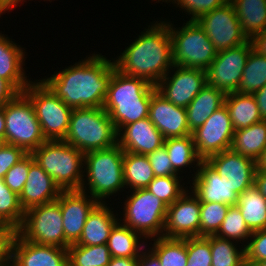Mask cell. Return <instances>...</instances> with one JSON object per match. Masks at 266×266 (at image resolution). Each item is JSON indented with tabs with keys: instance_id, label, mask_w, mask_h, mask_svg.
Instances as JSON below:
<instances>
[{
	"instance_id": "12",
	"label": "cell",
	"mask_w": 266,
	"mask_h": 266,
	"mask_svg": "<svg viewBox=\"0 0 266 266\" xmlns=\"http://www.w3.org/2000/svg\"><path fill=\"white\" fill-rule=\"evenodd\" d=\"M196 22L205 31L218 52L248 41L229 0L222 6L200 17Z\"/></svg>"
},
{
	"instance_id": "55",
	"label": "cell",
	"mask_w": 266,
	"mask_h": 266,
	"mask_svg": "<svg viewBox=\"0 0 266 266\" xmlns=\"http://www.w3.org/2000/svg\"><path fill=\"white\" fill-rule=\"evenodd\" d=\"M5 115H4V105L0 106V138L5 143Z\"/></svg>"
},
{
	"instance_id": "28",
	"label": "cell",
	"mask_w": 266,
	"mask_h": 266,
	"mask_svg": "<svg viewBox=\"0 0 266 266\" xmlns=\"http://www.w3.org/2000/svg\"><path fill=\"white\" fill-rule=\"evenodd\" d=\"M163 145L168 153L173 170L180 175L185 173V170L187 171L186 168H188L190 173H192L190 168H193L192 170L194 174H192L190 177H187L188 179H193L197 173L196 169L199 168V164L202 159L197 155L192 135L167 138L164 140Z\"/></svg>"
},
{
	"instance_id": "52",
	"label": "cell",
	"mask_w": 266,
	"mask_h": 266,
	"mask_svg": "<svg viewBox=\"0 0 266 266\" xmlns=\"http://www.w3.org/2000/svg\"><path fill=\"white\" fill-rule=\"evenodd\" d=\"M253 96L257 102L262 119L266 120V84L263 88L255 92Z\"/></svg>"
},
{
	"instance_id": "43",
	"label": "cell",
	"mask_w": 266,
	"mask_h": 266,
	"mask_svg": "<svg viewBox=\"0 0 266 266\" xmlns=\"http://www.w3.org/2000/svg\"><path fill=\"white\" fill-rule=\"evenodd\" d=\"M228 0H167L174 6L181 8L185 14L190 16L188 21H196L205 14L210 13L215 8L222 6ZM187 12V13H186Z\"/></svg>"
},
{
	"instance_id": "7",
	"label": "cell",
	"mask_w": 266,
	"mask_h": 266,
	"mask_svg": "<svg viewBox=\"0 0 266 266\" xmlns=\"http://www.w3.org/2000/svg\"><path fill=\"white\" fill-rule=\"evenodd\" d=\"M126 193L130 194L122 193L126 198L123 213L119 211V221L140 233L146 241L163 236L168 205L146 189L128 190Z\"/></svg>"
},
{
	"instance_id": "38",
	"label": "cell",
	"mask_w": 266,
	"mask_h": 266,
	"mask_svg": "<svg viewBox=\"0 0 266 266\" xmlns=\"http://www.w3.org/2000/svg\"><path fill=\"white\" fill-rule=\"evenodd\" d=\"M24 219L19 196L0 179V225H5L16 231Z\"/></svg>"
},
{
	"instance_id": "34",
	"label": "cell",
	"mask_w": 266,
	"mask_h": 266,
	"mask_svg": "<svg viewBox=\"0 0 266 266\" xmlns=\"http://www.w3.org/2000/svg\"><path fill=\"white\" fill-rule=\"evenodd\" d=\"M148 247L157 255L161 266L187 265L186 238L156 237L150 240Z\"/></svg>"
},
{
	"instance_id": "31",
	"label": "cell",
	"mask_w": 266,
	"mask_h": 266,
	"mask_svg": "<svg viewBox=\"0 0 266 266\" xmlns=\"http://www.w3.org/2000/svg\"><path fill=\"white\" fill-rule=\"evenodd\" d=\"M266 148V120L235 130L231 150L257 160Z\"/></svg>"
},
{
	"instance_id": "8",
	"label": "cell",
	"mask_w": 266,
	"mask_h": 266,
	"mask_svg": "<svg viewBox=\"0 0 266 266\" xmlns=\"http://www.w3.org/2000/svg\"><path fill=\"white\" fill-rule=\"evenodd\" d=\"M172 41L173 65L207 70L217 56V50L196 21H186L177 27L168 19Z\"/></svg>"
},
{
	"instance_id": "26",
	"label": "cell",
	"mask_w": 266,
	"mask_h": 266,
	"mask_svg": "<svg viewBox=\"0 0 266 266\" xmlns=\"http://www.w3.org/2000/svg\"><path fill=\"white\" fill-rule=\"evenodd\" d=\"M225 96L222 90L206 84L186 107L187 123L191 132L202 126L213 112L224 105Z\"/></svg>"
},
{
	"instance_id": "3",
	"label": "cell",
	"mask_w": 266,
	"mask_h": 266,
	"mask_svg": "<svg viewBox=\"0 0 266 266\" xmlns=\"http://www.w3.org/2000/svg\"><path fill=\"white\" fill-rule=\"evenodd\" d=\"M156 87L145 79L127 76L116 69L108 85L103 108L117 132L125 125L149 116L152 93Z\"/></svg>"
},
{
	"instance_id": "11",
	"label": "cell",
	"mask_w": 266,
	"mask_h": 266,
	"mask_svg": "<svg viewBox=\"0 0 266 266\" xmlns=\"http://www.w3.org/2000/svg\"><path fill=\"white\" fill-rule=\"evenodd\" d=\"M16 232L24 239L40 245L67 249L62 213L57 200L32 207L24 212V219Z\"/></svg>"
},
{
	"instance_id": "29",
	"label": "cell",
	"mask_w": 266,
	"mask_h": 266,
	"mask_svg": "<svg viewBox=\"0 0 266 266\" xmlns=\"http://www.w3.org/2000/svg\"><path fill=\"white\" fill-rule=\"evenodd\" d=\"M145 240L140 233L118 221L112 228L106 244L112 257L138 258L148 245Z\"/></svg>"
},
{
	"instance_id": "42",
	"label": "cell",
	"mask_w": 266,
	"mask_h": 266,
	"mask_svg": "<svg viewBox=\"0 0 266 266\" xmlns=\"http://www.w3.org/2000/svg\"><path fill=\"white\" fill-rule=\"evenodd\" d=\"M188 262L186 266H211L210 236L186 238Z\"/></svg>"
},
{
	"instance_id": "59",
	"label": "cell",
	"mask_w": 266,
	"mask_h": 266,
	"mask_svg": "<svg viewBox=\"0 0 266 266\" xmlns=\"http://www.w3.org/2000/svg\"><path fill=\"white\" fill-rule=\"evenodd\" d=\"M256 266H266V260L259 262Z\"/></svg>"
},
{
	"instance_id": "46",
	"label": "cell",
	"mask_w": 266,
	"mask_h": 266,
	"mask_svg": "<svg viewBox=\"0 0 266 266\" xmlns=\"http://www.w3.org/2000/svg\"><path fill=\"white\" fill-rule=\"evenodd\" d=\"M155 177L161 176H180L174 170L165 146L146 155Z\"/></svg>"
},
{
	"instance_id": "14",
	"label": "cell",
	"mask_w": 266,
	"mask_h": 266,
	"mask_svg": "<svg viewBox=\"0 0 266 266\" xmlns=\"http://www.w3.org/2000/svg\"><path fill=\"white\" fill-rule=\"evenodd\" d=\"M235 130L225 105L212 113L204 124L192 131L197 155L208 157L231 149Z\"/></svg>"
},
{
	"instance_id": "5",
	"label": "cell",
	"mask_w": 266,
	"mask_h": 266,
	"mask_svg": "<svg viewBox=\"0 0 266 266\" xmlns=\"http://www.w3.org/2000/svg\"><path fill=\"white\" fill-rule=\"evenodd\" d=\"M31 155L61 191L81 189L84 154L79 149L64 140H46Z\"/></svg>"
},
{
	"instance_id": "25",
	"label": "cell",
	"mask_w": 266,
	"mask_h": 266,
	"mask_svg": "<svg viewBox=\"0 0 266 266\" xmlns=\"http://www.w3.org/2000/svg\"><path fill=\"white\" fill-rule=\"evenodd\" d=\"M107 202L98 203L88 214L77 245L96 246L107 243L110 232L119 221L118 213Z\"/></svg>"
},
{
	"instance_id": "53",
	"label": "cell",
	"mask_w": 266,
	"mask_h": 266,
	"mask_svg": "<svg viewBox=\"0 0 266 266\" xmlns=\"http://www.w3.org/2000/svg\"><path fill=\"white\" fill-rule=\"evenodd\" d=\"M254 184L258 187L259 192L266 199V171L256 170Z\"/></svg>"
},
{
	"instance_id": "10",
	"label": "cell",
	"mask_w": 266,
	"mask_h": 266,
	"mask_svg": "<svg viewBox=\"0 0 266 266\" xmlns=\"http://www.w3.org/2000/svg\"><path fill=\"white\" fill-rule=\"evenodd\" d=\"M5 143L31 153L46 141L30 100L19 93L4 105Z\"/></svg>"
},
{
	"instance_id": "6",
	"label": "cell",
	"mask_w": 266,
	"mask_h": 266,
	"mask_svg": "<svg viewBox=\"0 0 266 266\" xmlns=\"http://www.w3.org/2000/svg\"><path fill=\"white\" fill-rule=\"evenodd\" d=\"M117 134L113 121L103 107L74 108L64 141L85 154L116 145Z\"/></svg>"
},
{
	"instance_id": "40",
	"label": "cell",
	"mask_w": 266,
	"mask_h": 266,
	"mask_svg": "<svg viewBox=\"0 0 266 266\" xmlns=\"http://www.w3.org/2000/svg\"><path fill=\"white\" fill-rule=\"evenodd\" d=\"M183 178V174L182 176L154 177L145 189L162 200L166 205H171L188 190L189 186H184Z\"/></svg>"
},
{
	"instance_id": "57",
	"label": "cell",
	"mask_w": 266,
	"mask_h": 266,
	"mask_svg": "<svg viewBox=\"0 0 266 266\" xmlns=\"http://www.w3.org/2000/svg\"><path fill=\"white\" fill-rule=\"evenodd\" d=\"M13 8L7 3L6 0H0V17L3 14H5L6 11H10Z\"/></svg>"
},
{
	"instance_id": "61",
	"label": "cell",
	"mask_w": 266,
	"mask_h": 266,
	"mask_svg": "<svg viewBox=\"0 0 266 266\" xmlns=\"http://www.w3.org/2000/svg\"><path fill=\"white\" fill-rule=\"evenodd\" d=\"M4 144V141L0 138V147Z\"/></svg>"
},
{
	"instance_id": "60",
	"label": "cell",
	"mask_w": 266,
	"mask_h": 266,
	"mask_svg": "<svg viewBox=\"0 0 266 266\" xmlns=\"http://www.w3.org/2000/svg\"><path fill=\"white\" fill-rule=\"evenodd\" d=\"M152 1H156V3H157V2H158V3H160V1H162V2H165V3H166V1H167V0H158V1H157V0H152Z\"/></svg>"
},
{
	"instance_id": "48",
	"label": "cell",
	"mask_w": 266,
	"mask_h": 266,
	"mask_svg": "<svg viewBox=\"0 0 266 266\" xmlns=\"http://www.w3.org/2000/svg\"><path fill=\"white\" fill-rule=\"evenodd\" d=\"M15 231L0 225V266H10V245Z\"/></svg>"
},
{
	"instance_id": "18",
	"label": "cell",
	"mask_w": 266,
	"mask_h": 266,
	"mask_svg": "<svg viewBox=\"0 0 266 266\" xmlns=\"http://www.w3.org/2000/svg\"><path fill=\"white\" fill-rule=\"evenodd\" d=\"M99 202L81 190L61 191L59 205L66 241L76 244L83 232L88 214Z\"/></svg>"
},
{
	"instance_id": "19",
	"label": "cell",
	"mask_w": 266,
	"mask_h": 266,
	"mask_svg": "<svg viewBox=\"0 0 266 266\" xmlns=\"http://www.w3.org/2000/svg\"><path fill=\"white\" fill-rule=\"evenodd\" d=\"M221 177L227 178L232 191L240 195L255 182L256 161L231 149L205 160Z\"/></svg>"
},
{
	"instance_id": "32",
	"label": "cell",
	"mask_w": 266,
	"mask_h": 266,
	"mask_svg": "<svg viewBox=\"0 0 266 266\" xmlns=\"http://www.w3.org/2000/svg\"><path fill=\"white\" fill-rule=\"evenodd\" d=\"M236 206L252 232L266 229V199L255 184L238 196Z\"/></svg>"
},
{
	"instance_id": "4",
	"label": "cell",
	"mask_w": 266,
	"mask_h": 266,
	"mask_svg": "<svg viewBox=\"0 0 266 266\" xmlns=\"http://www.w3.org/2000/svg\"><path fill=\"white\" fill-rule=\"evenodd\" d=\"M123 160L124 150L118 144L85 153L84 178L80 190L100 203H105L110 196L126 192Z\"/></svg>"
},
{
	"instance_id": "36",
	"label": "cell",
	"mask_w": 266,
	"mask_h": 266,
	"mask_svg": "<svg viewBox=\"0 0 266 266\" xmlns=\"http://www.w3.org/2000/svg\"><path fill=\"white\" fill-rule=\"evenodd\" d=\"M239 245L233 240L210 235L211 266H246L245 246Z\"/></svg>"
},
{
	"instance_id": "56",
	"label": "cell",
	"mask_w": 266,
	"mask_h": 266,
	"mask_svg": "<svg viewBox=\"0 0 266 266\" xmlns=\"http://www.w3.org/2000/svg\"><path fill=\"white\" fill-rule=\"evenodd\" d=\"M256 170L266 171V148L263 150L260 157L256 160Z\"/></svg>"
},
{
	"instance_id": "27",
	"label": "cell",
	"mask_w": 266,
	"mask_h": 266,
	"mask_svg": "<svg viewBox=\"0 0 266 266\" xmlns=\"http://www.w3.org/2000/svg\"><path fill=\"white\" fill-rule=\"evenodd\" d=\"M234 130L246 129L263 119L253 95L231 92L224 99Z\"/></svg>"
},
{
	"instance_id": "24",
	"label": "cell",
	"mask_w": 266,
	"mask_h": 266,
	"mask_svg": "<svg viewBox=\"0 0 266 266\" xmlns=\"http://www.w3.org/2000/svg\"><path fill=\"white\" fill-rule=\"evenodd\" d=\"M24 50L23 46L0 32V78L8 81L19 93L31 82L23 67L27 58Z\"/></svg>"
},
{
	"instance_id": "16",
	"label": "cell",
	"mask_w": 266,
	"mask_h": 266,
	"mask_svg": "<svg viewBox=\"0 0 266 266\" xmlns=\"http://www.w3.org/2000/svg\"><path fill=\"white\" fill-rule=\"evenodd\" d=\"M200 208L199 198L189 188L168 205L163 237L184 239L200 236Z\"/></svg>"
},
{
	"instance_id": "45",
	"label": "cell",
	"mask_w": 266,
	"mask_h": 266,
	"mask_svg": "<svg viewBox=\"0 0 266 266\" xmlns=\"http://www.w3.org/2000/svg\"><path fill=\"white\" fill-rule=\"evenodd\" d=\"M29 168L30 153L10 168L3 178L4 183L18 196L21 194L27 181Z\"/></svg>"
},
{
	"instance_id": "54",
	"label": "cell",
	"mask_w": 266,
	"mask_h": 266,
	"mask_svg": "<svg viewBox=\"0 0 266 266\" xmlns=\"http://www.w3.org/2000/svg\"><path fill=\"white\" fill-rule=\"evenodd\" d=\"M138 258L112 257L107 266H137Z\"/></svg>"
},
{
	"instance_id": "22",
	"label": "cell",
	"mask_w": 266,
	"mask_h": 266,
	"mask_svg": "<svg viewBox=\"0 0 266 266\" xmlns=\"http://www.w3.org/2000/svg\"><path fill=\"white\" fill-rule=\"evenodd\" d=\"M117 133V144L124 151L140 155L157 150L165 140L148 117L123 126Z\"/></svg>"
},
{
	"instance_id": "21",
	"label": "cell",
	"mask_w": 266,
	"mask_h": 266,
	"mask_svg": "<svg viewBox=\"0 0 266 266\" xmlns=\"http://www.w3.org/2000/svg\"><path fill=\"white\" fill-rule=\"evenodd\" d=\"M148 118L164 139L192 134L187 123L186 108L175 106L156 90L151 96Z\"/></svg>"
},
{
	"instance_id": "30",
	"label": "cell",
	"mask_w": 266,
	"mask_h": 266,
	"mask_svg": "<svg viewBox=\"0 0 266 266\" xmlns=\"http://www.w3.org/2000/svg\"><path fill=\"white\" fill-rule=\"evenodd\" d=\"M248 40L266 29V0H229Z\"/></svg>"
},
{
	"instance_id": "41",
	"label": "cell",
	"mask_w": 266,
	"mask_h": 266,
	"mask_svg": "<svg viewBox=\"0 0 266 266\" xmlns=\"http://www.w3.org/2000/svg\"><path fill=\"white\" fill-rule=\"evenodd\" d=\"M200 236L215 235L223 222L230 205L207 202L200 203Z\"/></svg>"
},
{
	"instance_id": "58",
	"label": "cell",
	"mask_w": 266,
	"mask_h": 266,
	"mask_svg": "<svg viewBox=\"0 0 266 266\" xmlns=\"http://www.w3.org/2000/svg\"><path fill=\"white\" fill-rule=\"evenodd\" d=\"M6 1L14 9H16V6L20 7L19 4H23L21 2H27V0L26 1L25 0H6Z\"/></svg>"
},
{
	"instance_id": "39",
	"label": "cell",
	"mask_w": 266,
	"mask_h": 266,
	"mask_svg": "<svg viewBox=\"0 0 266 266\" xmlns=\"http://www.w3.org/2000/svg\"><path fill=\"white\" fill-rule=\"evenodd\" d=\"M251 235L252 231L245 223V220L236 205L229 207L218 232L215 234V236L219 238L241 243L242 246H246L248 244V240Z\"/></svg>"
},
{
	"instance_id": "50",
	"label": "cell",
	"mask_w": 266,
	"mask_h": 266,
	"mask_svg": "<svg viewBox=\"0 0 266 266\" xmlns=\"http://www.w3.org/2000/svg\"><path fill=\"white\" fill-rule=\"evenodd\" d=\"M137 266H161V265L157 255L150 248L145 247L142 250L140 256L138 257Z\"/></svg>"
},
{
	"instance_id": "15",
	"label": "cell",
	"mask_w": 266,
	"mask_h": 266,
	"mask_svg": "<svg viewBox=\"0 0 266 266\" xmlns=\"http://www.w3.org/2000/svg\"><path fill=\"white\" fill-rule=\"evenodd\" d=\"M206 84L205 70L174 65L155 87L175 106L186 108Z\"/></svg>"
},
{
	"instance_id": "20",
	"label": "cell",
	"mask_w": 266,
	"mask_h": 266,
	"mask_svg": "<svg viewBox=\"0 0 266 266\" xmlns=\"http://www.w3.org/2000/svg\"><path fill=\"white\" fill-rule=\"evenodd\" d=\"M187 182L200 203L217 202L230 206L237 205L239 195L232 191L229 180L221 177L205 160L200 162L195 177Z\"/></svg>"
},
{
	"instance_id": "1",
	"label": "cell",
	"mask_w": 266,
	"mask_h": 266,
	"mask_svg": "<svg viewBox=\"0 0 266 266\" xmlns=\"http://www.w3.org/2000/svg\"><path fill=\"white\" fill-rule=\"evenodd\" d=\"M116 69L114 58L110 60L94 52L41 80L72 109L100 108Z\"/></svg>"
},
{
	"instance_id": "44",
	"label": "cell",
	"mask_w": 266,
	"mask_h": 266,
	"mask_svg": "<svg viewBox=\"0 0 266 266\" xmlns=\"http://www.w3.org/2000/svg\"><path fill=\"white\" fill-rule=\"evenodd\" d=\"M263 260H266V229L253 231L245 246L246 266H256Z\"/></svg>"
},
{
	"instance_id": "33",
	"label": "cell",
	"mask_w": 266,
	"mask_h": 266,
	"mask_svg": "<svg viewBox=\"0 0 266 266\" xmlns=\"http://www.w3.org/2000/svg\"><path fill=\"white\" fill-rule=\"evenodd\" d=\"M123 174L125 189H145L155 175L146 155L124 151Z\"/></svg>"
},
{
	"instance_id": "17",
	"label": "cell",
	"mask_w": 266,
	"mask_h": 266,
	"mask_svg": "<svg viewBox=\"0 0 266 266\" xmlns=\"http://www.w3.org/2000/svg\"><path fill=\"white\" fill-rule=\"evenodd\" d=\"M10 266H68V250L24 240L15 231L10 245Z\"/></svg>"
},
{
	"instance_id": "51",
	"label": "cell",
	"mask_w": 266,
	"mask_h": 266,
	"mask_svg": "<svg viewBox=\"0 0 266 266\" xmlns=\"http://www.w3.org/2000/svg\"><path fill=\"white\" fill-rule=\"evenodd\" d=\"M250 41L254 51L266 56V29L262 33L255 35Z\"/></svg>"
},
{
	"instance_id": "13",
	"label": "cell",
	"mask_w": 266,
	"mask_h": 266,
	"mask_svg": "<svg viewBox=\"0 0 266 266\" xmlns=\"http://www.w3.org/2000/svg\"><path fill=\"white\" fill-rule=\"evenodd\" d=\"M251 41L217 52L206 70L207 84L225 94L236 92L240 84L247 58L252 50Z\"/></svg>"
},
{
	"instance_id": "35",
	"label": "cell",
	"mask_w": 266,
	"mask_h": 266,
	"mask_svg": "<svg viewBox=\"0 0 266 266\" xmlns=\"http://www.w3.org/2000/svg\"><path fill=\"white\" fill-rule=\"evenodd\" d=\"M266 84V56L253 49L247 58L237 93L253 95Z\"/></svg>"
},
{
	"instance_id": "47",
	"label": "cell",
	"mask_w": 266,
	"mask_h": 266,
	"mask_svg": "<svg viewBox=\"0 0 266 266\" xmlns=\"http://www.w3.org/2000/svg\"><path fill=\"white\" fill-rule=\"evenodd\" d=\"M27 154L21 147L4 143L0 147V179H3L8 170Z\"/></svg>"
},
{
	"instance_id": "49",
	"label": "cell",
	"mask_w": 266,
	"mask_h": 266,
	"mask_svg": "<svg viewBox=\"0 0 266 266\" xmlns=\"http://www.w3.org/2000/svg\"><path fill=\"white\" fill-rule=\"evenodd\" d=\"M19 92L6 80L0 78V106L13 100Z\"/></svg>"
},
{
	"instance_id": "23",
	"label": "cell",
	"mask_w": 266,
	"mask_h": 266,
	"mask_svg": "<svg viewBox=\"0 0 266 266\" xmlns=\"http://www.w3.org/2000/svg\"><path fill=\"white\" fill-rule=\"evenodd\" d=\"M61 189L34 160L30 153V168L27 181L19 195L24 212L32 207L49 203L58 199Z\"/></svg>"
},
{
	"instance_id": "2",
	"label": "cell",
	"mask_w": 266,
	"mask_h": 266,
	"mask_svg": "<svg viewBox=\"0 0 266 266\" xmlns=\"http://www.w3.org/2000/svg\"><path fill=\"white\" fill-rule=\"evenodd\" d=\"M139 34L114 59L115 66L122 74L145 79L155 86L174 66L168 24L162 19L152 21Z\"/></svg>"
},
{
	"instance_id": "37",
	"label": "cell",
	"mask_w": 266,
	"mask_h": 266,
	"mask_svg": "<svg viewBox=\"0 0 266 266\" xmlns=\"http://www.w3.org/2000/svg\"><path fill=\"white\" fill-rule=\"evenodd\" d=\"M68 266H107L112 258L107 244H72L68 248Z\"/></svg>"
},
{
	"instance_id": "9",
	"label": "cell",
	"mask_w": 266,
	"mask_h": 266,
	"mask_svg": "<svg viewBox=\"0 0 266 266\" xmlns=\"http://www.w3.org/2000/svg\"><path fill=\"white\" fill-rule=\"evenodd\" d=\"M32 103L46 140H64L72 108L57 97L41 80L32 81L22 92Z\"/></svg>"
}]
</instances>
